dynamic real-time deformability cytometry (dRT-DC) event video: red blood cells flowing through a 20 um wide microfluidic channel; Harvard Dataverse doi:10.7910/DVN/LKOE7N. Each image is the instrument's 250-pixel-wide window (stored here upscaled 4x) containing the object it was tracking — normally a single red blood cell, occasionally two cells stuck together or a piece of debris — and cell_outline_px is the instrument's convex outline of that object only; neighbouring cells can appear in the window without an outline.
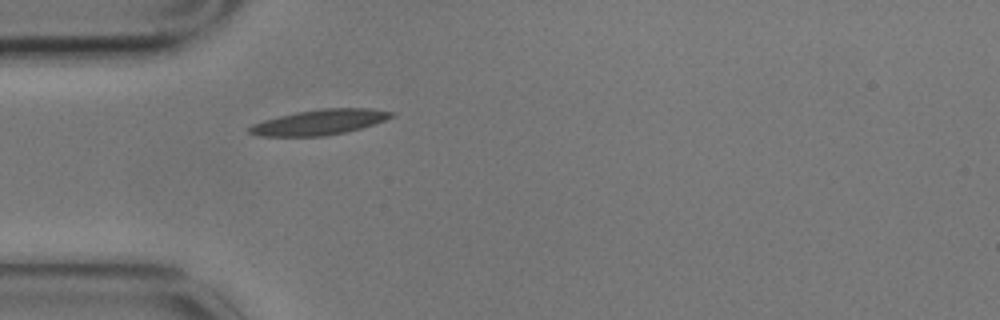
{"species": "common noctule bat (a hibernating species)", "species_latin": "Nyctalus noctula", "temperature_condition": "cold", "stored_images_in_passage": 1, "camera_frame_rate_fps": 3000, "um_per_image_px": 0.085, "animal": {"sex": "male", "body_mass_g": 17.9}, "frame": {"image": 1, "passage_image": 1, "time_ms": 0.0, "image_size_px": [1000, 320], "cell_outline_px": [[396, 116], [360, 128], [344, 132], [324, 136], [256, 136], [248, 132], [248, 128], [252, 124], [264, 120], [296, 112], [324, 108], [368, 108], [396, 112]], "centroid_in_image_um": [27.16, 10.38], "position_along_channel_um": 57.8, "area_um2": 20.81}}